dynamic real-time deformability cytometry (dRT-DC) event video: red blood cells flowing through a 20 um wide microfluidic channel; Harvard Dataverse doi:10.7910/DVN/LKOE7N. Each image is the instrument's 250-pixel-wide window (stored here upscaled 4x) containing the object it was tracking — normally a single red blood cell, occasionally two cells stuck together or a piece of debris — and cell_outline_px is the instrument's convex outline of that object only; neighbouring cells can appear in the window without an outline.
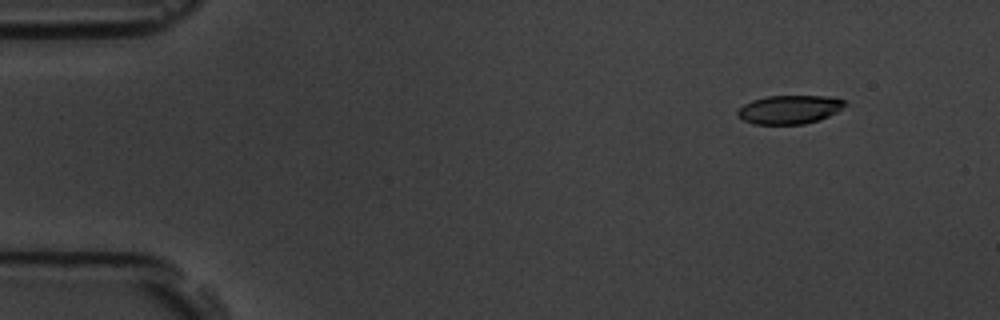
{"species": "common noctule bat (a hibernating species)", "species_latin": "Nyctalus noctula", "temperature_condition": "room temperature", "stored_images_in_passage": 6, "segment_of_instrument_passage": [1, 2], "camera_frame_rate_fps": 3000, "um_per_image_px": 0.085, "animal": {"sex": "male", "body_mass_g": 19.5, "forearm_length_mm": 54.6}, "frame": {"image": 1, "passage_image": 2, "time_ms": 1.0, "image_size_px": [1000, 320], "cell_outline_px": [[848, 104], [836, 112], [820, 120], [804, 124], [752, 124], [744, 120], [736, 112], [744, 104], [752, 100], [768, 96], [828, 96], [844, 100]], "centroid_in_image_um": [67.13, 9.31], "position_along_channel_um": 17.9, "area_um2": 17.86}}